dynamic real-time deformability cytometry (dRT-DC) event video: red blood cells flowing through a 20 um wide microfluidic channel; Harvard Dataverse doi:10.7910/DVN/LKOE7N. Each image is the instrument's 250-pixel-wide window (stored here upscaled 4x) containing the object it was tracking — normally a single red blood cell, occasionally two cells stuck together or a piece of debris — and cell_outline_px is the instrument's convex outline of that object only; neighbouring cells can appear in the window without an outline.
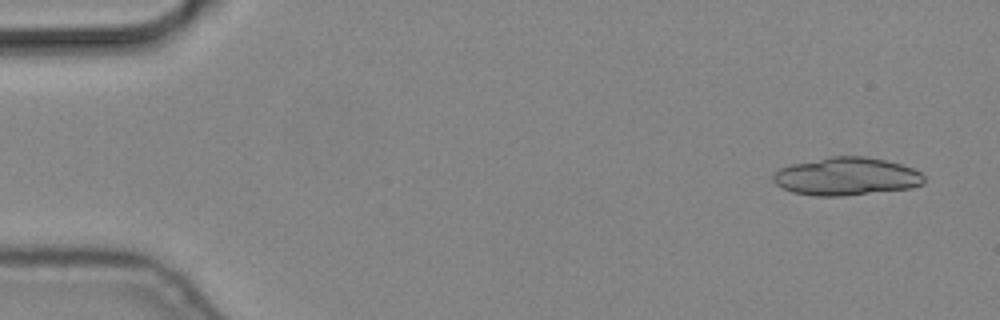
{"species": "common noctule bat (a hibernating species)", "species_latin": "Nyctalus noctula", "temperature_condition": "cold", "stored_images_in_passage": 4, "camera_frame_rate_fps": 3000, "um_per_image_px": 0.085, "animal": {"sex": "male", "body_mass_g": 19.2, "forearm_length_mm": 51.8}, "frame": {"image": 1, "passage_image": 1, "time_ms": 0.0, "image_size_px": [1000, 320], "cell_outline_px": [[924, 184], [912, 188], [844, 196], [816, 196], [792, 192], [776, 184], [772, 180], [772, 176], [780, 168], [792, 164], [832, 156], [864, 156], [884, 160], [900, 164], [912, 168], [920, 172], [924, 176]], "centroid_in_image_um": [71.96, 15.0], "position_along_channel_um": 13.0, "area_um2": 33.29}}